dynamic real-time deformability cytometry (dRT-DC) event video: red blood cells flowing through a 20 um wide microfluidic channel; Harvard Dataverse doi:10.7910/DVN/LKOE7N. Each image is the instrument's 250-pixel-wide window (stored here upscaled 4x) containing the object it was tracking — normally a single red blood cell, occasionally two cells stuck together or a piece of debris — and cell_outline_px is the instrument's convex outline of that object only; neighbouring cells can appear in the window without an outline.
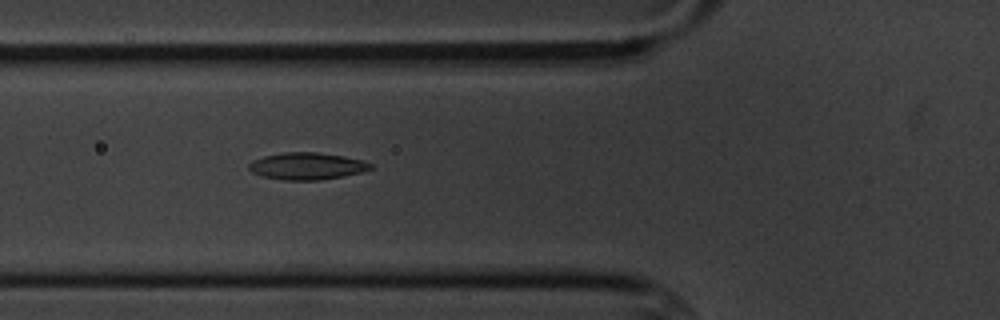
{"species": "common noctule bat (a hibernating species)", "species_latin": "Nyctalus noctula", "temperature_condition": "cold", "stored_images_in_passage": 3, "camera_frame_rate_fps": 3000, "um_per_image_px": 0.085, "animal": {"sex": "male", "body_mass_g": 20.1, "forearm_length_mm": 53.5}, "frame": {"image": 1, "passage_image": 3, "time_ms": 2.333, "image_size_px": [1000, 320], "cell_outline_px": [[372, 168], [364, 172], [320, 180], [284, 180], [260, 176], [252, 172], [248, 168], [248, 164], [252, 160], [264, 156], [284, 152], [316, 152], [344, 156], [360, 160], [372, 164]], "centroid_in_image_um": [26.06, 14.12], "position_along_channel_um": 99.7, "area_um2": 19.19}}